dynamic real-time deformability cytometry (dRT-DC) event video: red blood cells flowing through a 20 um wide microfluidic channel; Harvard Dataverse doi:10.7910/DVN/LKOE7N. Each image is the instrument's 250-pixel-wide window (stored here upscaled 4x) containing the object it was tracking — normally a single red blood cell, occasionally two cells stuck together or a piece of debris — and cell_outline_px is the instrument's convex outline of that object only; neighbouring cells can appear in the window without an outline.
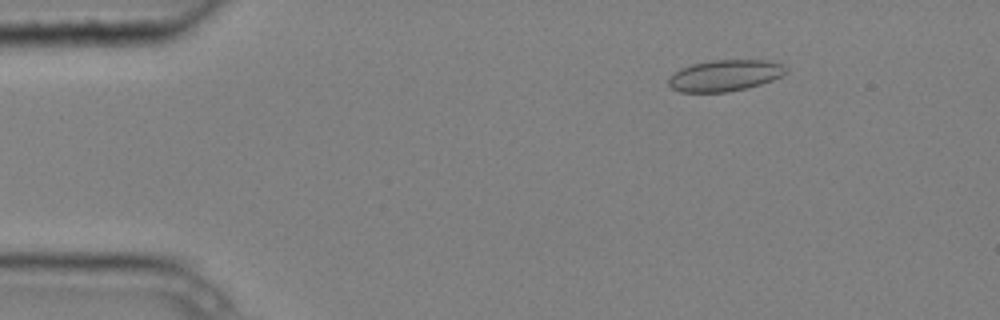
{"species": "common noctule bat (a hibernating species)", "species_latin": "Nyctalus noctula", "temperature_condition": "cold", "stored_images_in_passage": 2, "camera_frame_rate_fps": 3000, "um_per_image_px": 0.085, "animal": {"sex": "male", "body_mass_g": 20.4}, "frame": {"image": 1, "passage_image": 2, "time_ms": 0.333, "image_size_px": [1000, 320], "cell_outline_px": [[788, 72], [772, 80], [748, 88], [728, 92], [680, 92], [672, 88], [668, 84], [668, 80], [680, 68], [692, 64], [712, 60], [764, 60], [784, 64], [788, 68]], "centroid_in_image_um": [61.65, 6.42], "position_along_channel_um": 23.4, "area_um2": 21.44}}